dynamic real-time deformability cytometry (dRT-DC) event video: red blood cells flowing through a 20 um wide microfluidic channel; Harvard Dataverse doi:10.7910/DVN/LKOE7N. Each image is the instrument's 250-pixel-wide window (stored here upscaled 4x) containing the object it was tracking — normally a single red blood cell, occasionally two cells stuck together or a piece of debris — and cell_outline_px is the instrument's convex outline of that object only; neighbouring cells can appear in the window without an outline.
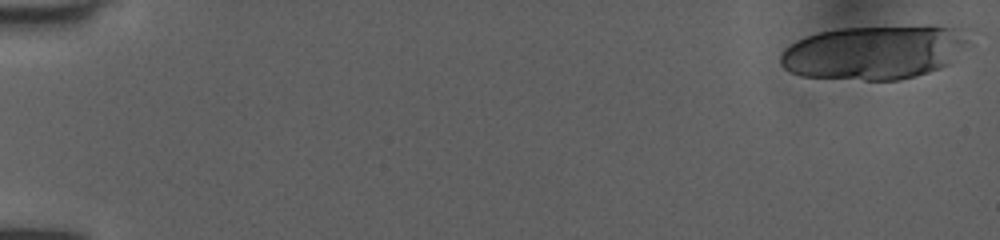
{"species": "human", "species_latin": "Homo sapiens", "temperature_condition": "room temperature", "stored_images_in_passage": 20, "camera_frame_rate_fps": 3000, "um_per_image_px": 0.085, "donor": {"sex": "female"}, "frame": {"image": 1, "passage_image": 1, "time_ms": 0.0, "image_size_px": [1000, 240], "cell_outline_px": [[972, 44], [948, 64], [940, 68], [928, 72], [900, 80], [864, 80], [800, 76], [788, 72], [780, 64], [780, 56], [784, 48], [796, 40], [820, 32], [840, 28], [928, 24], [932, 24], [960, 28]], "centroid_in_image_um": [74.36, 4.42], "position_along_channel_um": 10.6, "area_um2": 60.34}}